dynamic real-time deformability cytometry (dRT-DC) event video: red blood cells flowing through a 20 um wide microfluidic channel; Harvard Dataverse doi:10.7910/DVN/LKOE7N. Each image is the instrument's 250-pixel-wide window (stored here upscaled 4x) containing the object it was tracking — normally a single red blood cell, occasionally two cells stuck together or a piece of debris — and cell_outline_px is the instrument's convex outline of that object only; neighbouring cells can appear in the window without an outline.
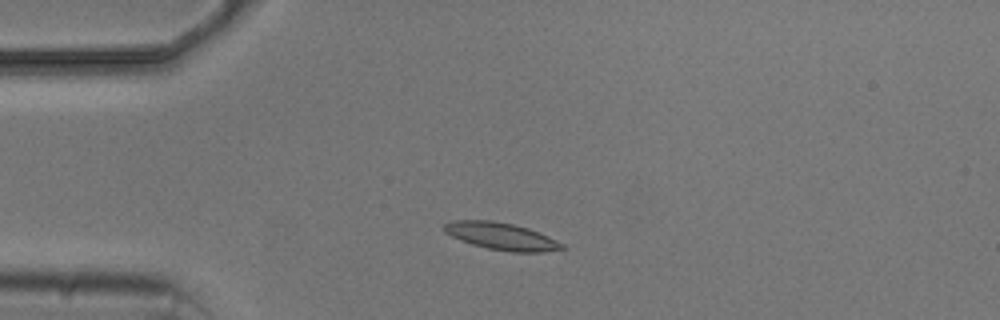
{"species": "common noctule bat (a hibernating species)", "species_latin": "Nyctalus noctula", "temperature_condition": "cold", "stored_images_in_passage": 5, "camera_frame_rate_fps": 3000, "um_per_image_px": 0.085, "animal": {"sex": "male", "body_mass_g": 20.5, "forearm_length_mm": 52.5}, "frame": {"image": 1, "passage_image": 2, "time_ms": 1.0, "image_size_px": [1000, 320], "cell_outline_px": [[564, 248], [540, 252], [512, 252], [488, 248], [472, 244], [460, 240], [444, 232], [440, 228], [444, 224], [452, 220], [492, 220], [512, 224], [528, 228], [548, 236], [564, 244]], "centroid_in_image_um": [42.56, 20.07], "position_along_channel_um": 42.4, "area_um2": 18.61}}
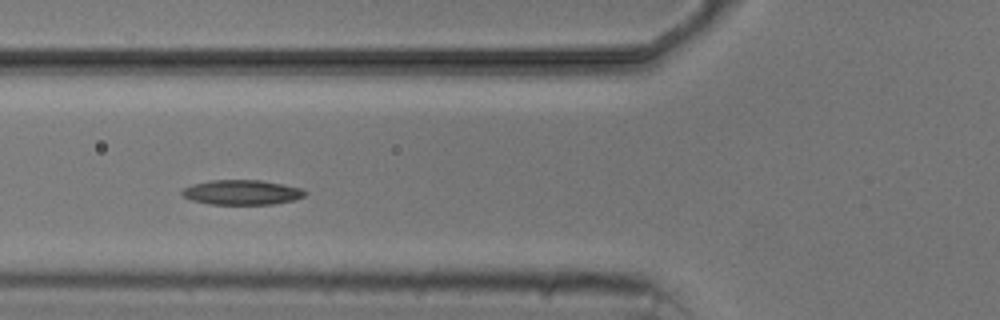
{"frame": {"image": 2, "passage_image": 4, "time_ms": 3.333, "image_size_px": [1000, 320], "cell_outline_px": [[308, 192], [304, 196], [292, 200], [272, 204], [208, 204], [192, 200], [180, 196], [180, 192], [184, 188], [192, 184], [212, 180], [260, 180], [284, 184], [304, 188]], "centroid_in_image_um": [20.55, 16.34], "position_along_channel_um": 105.2, "area_um2": 17.92}}
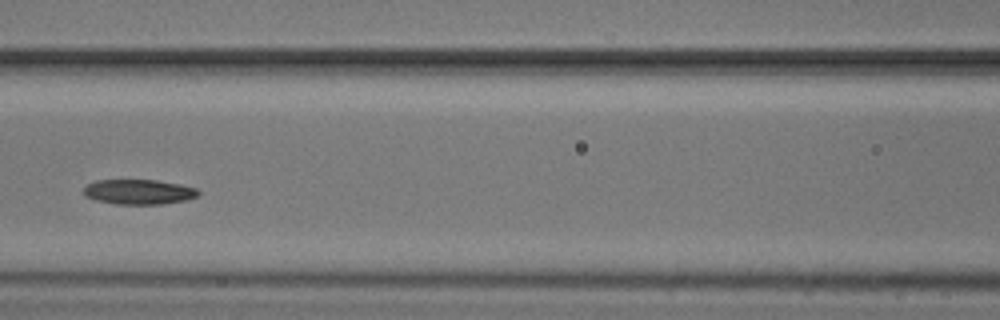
{"frame": {"image": 3, "passage_image": 5, "time_ms": 4.667, "image_size_px": [1000, 320], "cell_outline_px": [[200, 192], [196, 196], [184, 200], [164, 204], [116, 204], [96, 200], [84, 196], [84, 184], [96, 180], [156, 180], [180, 184], [196, 188]], "centroid_in_image_um": [11.75, 16.3], "position_along_channel_um": 154.8, "area_um2": 16.7}}